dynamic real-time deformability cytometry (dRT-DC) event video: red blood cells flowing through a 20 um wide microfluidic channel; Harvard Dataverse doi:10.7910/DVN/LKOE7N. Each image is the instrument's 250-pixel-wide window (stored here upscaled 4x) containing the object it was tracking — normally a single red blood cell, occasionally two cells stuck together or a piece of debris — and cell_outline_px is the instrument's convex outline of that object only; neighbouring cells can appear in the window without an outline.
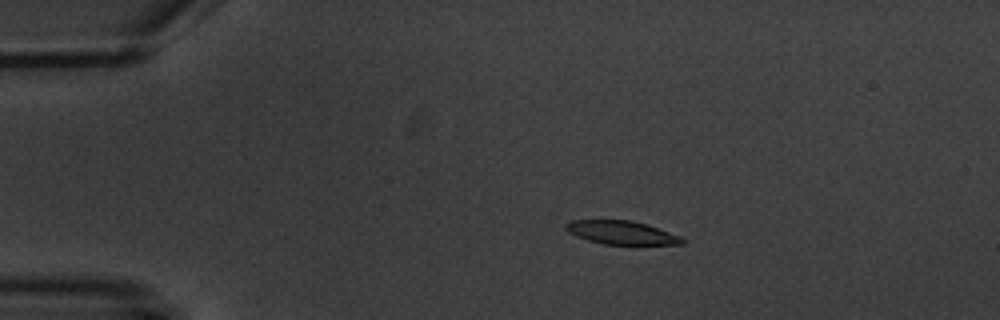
{"species": "common noctule bat (a hibernating species)", "species_latin": "Nyctalus noctula", "temperature_condition": "warm", "stored_images_in_passage": 8, "camera_frame_rate_fps": 3000, "um_per_image_px": 0.085, "animal": {"sex": "male", "body_mass_g": 20.1, "forearm_length_mm": 53.5}, "frame": {"image": 1, "passage_image": 4, "time_ms": 3.333, "image_size_px": [1000, 320], "cell_outline_px": [[684, 244], [604, 244], [588, 240], [576, 236], [568, 232], [564, 228], [564, 224], [572, 220], [632, 220], [648, 224], [680, 236], [684, 240]], "centroid_in_image_um": [52.8, 19.76], "position_along_channel_um": 32.2, "area_um2": 15.9}}
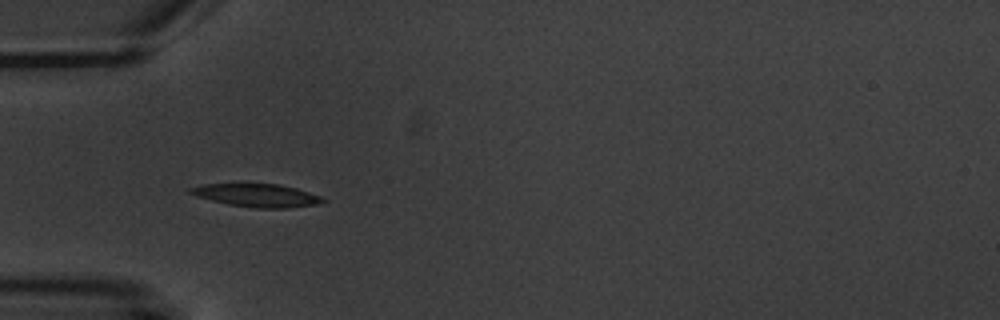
{"frame": {"image": 2, "passage_image": 6, "time_ms": 5.667, "image_size_px": [1000, 320], "cell_outline_px": [[328, 200], [316, 204], [288, 208], [256, 208], [228, 204], [196, 196], [188, 192], [188, 188], [204, 184], [244, 180], [280, 184], [296, 188], [320, 196]], "centroid_in_image_um": [21.76, 16.54], "position_along_channel_um": 63.2, "area_um2": 18.73}}